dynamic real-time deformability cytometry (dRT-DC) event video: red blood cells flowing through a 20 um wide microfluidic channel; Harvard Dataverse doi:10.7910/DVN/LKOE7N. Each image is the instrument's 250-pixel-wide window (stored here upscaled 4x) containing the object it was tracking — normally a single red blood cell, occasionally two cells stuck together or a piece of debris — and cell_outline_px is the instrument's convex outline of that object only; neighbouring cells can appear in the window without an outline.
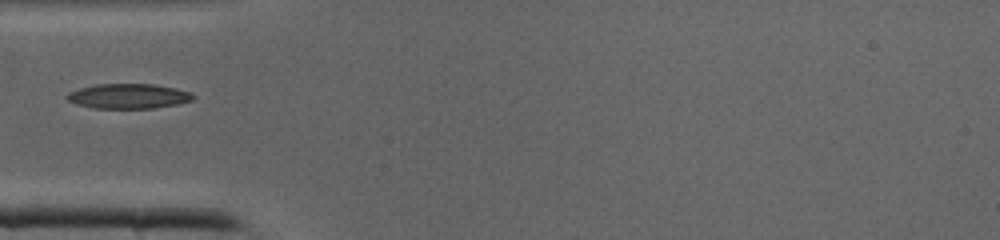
{"species": "common noctule bat (a hibernating species)", "species_latin": "Nyctalus noctula", "temperature_condition": "cold", "stored_images_in_passage": 23, "camera_frame_rate_fps": 3000, "um_per_image_px": 0.085, "animal": {"sex": "male", "body_mass_g": 19.0, "forearm_length_mm": 50.8}, "frame": {"image": 1, "passage_image": 1, "time_ms": 0.0, "image_size_px": [1000, 240], "cell_outline_px": [[196, 96], [192, 100], [176, 104], [156, 108], [92, 108], [76, 104], [68, 100], [64, 96], [68, 92], [80, 88], [96, 84], [156, 84], [176, 88], [188, 92]], "centroid_in_image_um": [10.89, 8.17], "position_along_channel_um": 74.1, "area_um2": 18.32}}
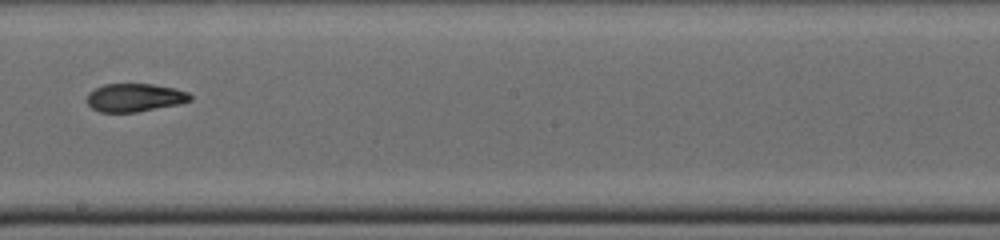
{"frame": {"image": 2, "passage_image": 11, "time_ms": 3.333, "image_size_px": [1000, 240], "cell_outline_px": [[192, 100], [180, 104], [136, 112], [100, 112], [92, 108], [88, 104], [88, 92], [104, 84], [152, 84], [172, 88], [188, 92], [192, 96]], "centroid_in_image_um": [11.46, 8.3], "position_along_channel_um": 236.7, "area_um2": 16.88}}
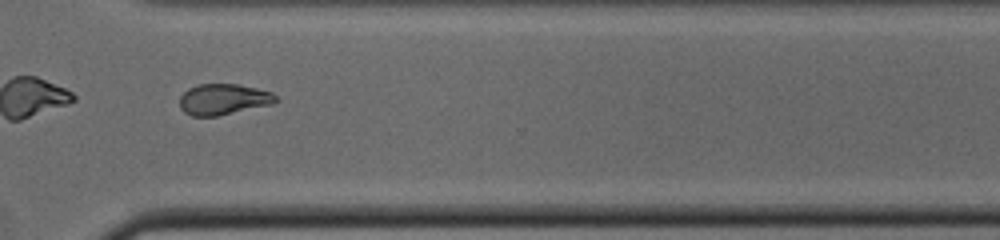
{"frame": {"image": 3, "passage_image": 18, "time_ms": 5.667, "image_size_px": [1000, 240], "cell_outline_px": [[280, 100], [272, 104], [216, 116], [192, 116], [184, 112], [180, 108], [180, 96], [188, 88], [200, 84], [240, 84], [272, 92]], "centroid_in_image_um": [18.99, 8.44], "position_along_channel_um": 351.6, "area_um2": 17.34}}